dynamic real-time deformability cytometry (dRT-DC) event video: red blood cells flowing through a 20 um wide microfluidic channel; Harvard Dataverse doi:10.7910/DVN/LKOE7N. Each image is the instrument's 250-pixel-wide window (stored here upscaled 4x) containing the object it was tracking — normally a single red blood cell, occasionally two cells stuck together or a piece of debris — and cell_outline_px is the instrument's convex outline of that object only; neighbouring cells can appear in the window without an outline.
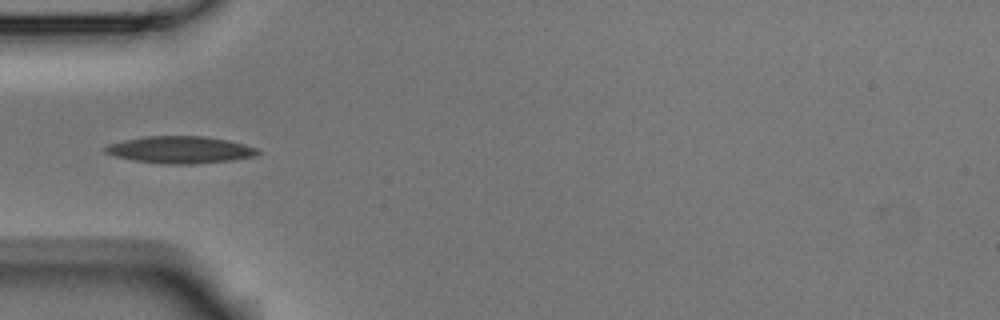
{"species": "Egyptian fruit bat (a non-hibernating species)", "species_latin": "Rousettus aegyptiacus", "temperature_condition": "room temperature", "stored_images_in_passage": 5, "camera_frame_rate_fps": 3000, "um_per_image_px": 0.085, "animal": {"sex": "male"}, "frame": {"image": 1, "passage_image": 5, "time_ms": 1.333, "image_size_px": [1000, 320], "cell_outline_px": [[260, 152], [256, 156], [232, 160], [192, 164], [164, 164], [132, 160], [116, 156], [104, 152], [104, 148], [108, 144], [124, 140], [144, 136], [204, 136], [228, 140], [244, 144], [256, 148]], "centroid_in_image_um": [15.31, 12.73], "position_along_channel_um": 69.7, "area_um2": 24.04}}